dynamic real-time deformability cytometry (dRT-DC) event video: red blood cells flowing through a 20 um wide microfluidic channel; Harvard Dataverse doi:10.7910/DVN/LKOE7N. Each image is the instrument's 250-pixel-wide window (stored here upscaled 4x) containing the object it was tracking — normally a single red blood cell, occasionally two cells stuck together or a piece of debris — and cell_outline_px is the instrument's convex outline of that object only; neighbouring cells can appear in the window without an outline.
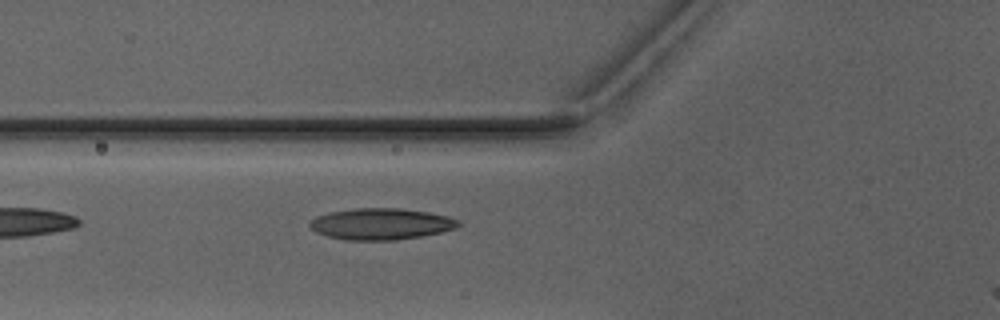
{"species": "Egyptian fruit bat (a non-hibernating species)", "species_latin": "Rousettus aegyptiacus", "temperature_condition": "warm", "stored_images_in_passage": 2, "camera_frame_rate_fps": 3000, "um_per_image_px": 0.085, "animal": {"sex": "male"}, "frame": {"image": 1, "passage_image": 2, "time_ms": 1.333, "image_size_px": [1000, 320], "cell_outline_px": [[460, 224], [456, 228], [440, 232], [420, 236], [396, 240], [344, 240], [328, 236], [316, 232], [308, 224], [316, 216], [328, 212], [356, 208], [400, 208], [428, 212], [448, 216], [456, 220]], "centroid_in_image_um": [32.36, 19.03], "position_along_channel_um": 93.4, "area_um2": 27.05}}